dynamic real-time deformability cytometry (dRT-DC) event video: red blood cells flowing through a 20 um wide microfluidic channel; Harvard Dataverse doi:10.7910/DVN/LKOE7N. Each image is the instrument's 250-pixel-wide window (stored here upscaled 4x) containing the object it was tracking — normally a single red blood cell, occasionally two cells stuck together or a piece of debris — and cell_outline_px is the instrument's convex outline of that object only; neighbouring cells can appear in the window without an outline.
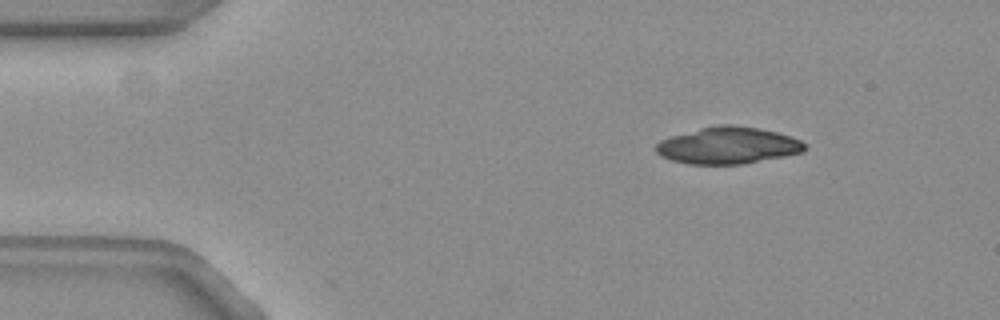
{"species": "common noctule bat (a hibernating species)", "species_latin": "Nyctalus noctula", "temperature_condition": "warm", "stored_images_in_passage": 7, "camera_frame_rate_fps": 3000, "um_per_image_px": 0.085, "animal": {"sex": "female", "body_mass_g": 19.3, "forearm_length_mm": 54.1}, "frame": {"image": 1, "passage_image": 1, "time_ms": 0.0, "image_size_px": [1000, 320], "cell_outline_px": [[804, 148], [800, 152], [784, 156], [740, 164], [688, 164], [672, 160], [660, 156], [656, 152], [656, 144], [660, 140], [672, 136], [700, 128], [716, 124], [732, 124], [760, 128], [776, 132], [800, 140], [804, 144]], "centroid_in_image_um": [61.82, 12.35], "position_along_channel_um": 23.2, "area_um2": 31.62}}